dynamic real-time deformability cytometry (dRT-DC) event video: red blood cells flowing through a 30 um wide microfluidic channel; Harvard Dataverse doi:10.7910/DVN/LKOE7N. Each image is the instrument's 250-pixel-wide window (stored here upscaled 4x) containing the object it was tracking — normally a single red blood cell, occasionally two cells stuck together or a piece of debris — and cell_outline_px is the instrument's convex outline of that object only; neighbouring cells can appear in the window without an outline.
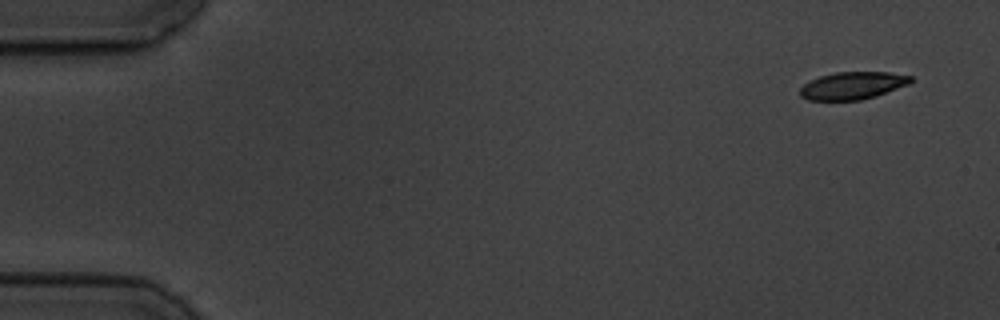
{"species": "common noctule bat (a hibernating species)", "species_latin": "Nyctalus noctula", "temperature_condition": "cold", "stored_images_in_passage": 5, "camera_frame_rate_fps": 3000, "um_per_image_px": 0.085, "animal": {"sex": "male", "body_mass_g": 19.5, "forearm_length_mm": 54.6}, "frame": {"image": 1, "passage_image": 1, "time_ms": 0.0, "image_size_px": [1000, 320], "cell_outline_px": [[912, 80], [908, 84], [876, 96], [860, 100], [808, 100], [800, 96], [800, 88], [804, 84], [820, 76], [836, 72], [888, 72], [912, 76]], "centroid_in_image_um": [72.46, 7.27], "position_along_channel_um": 12.5, "area_um2": 17.57}}
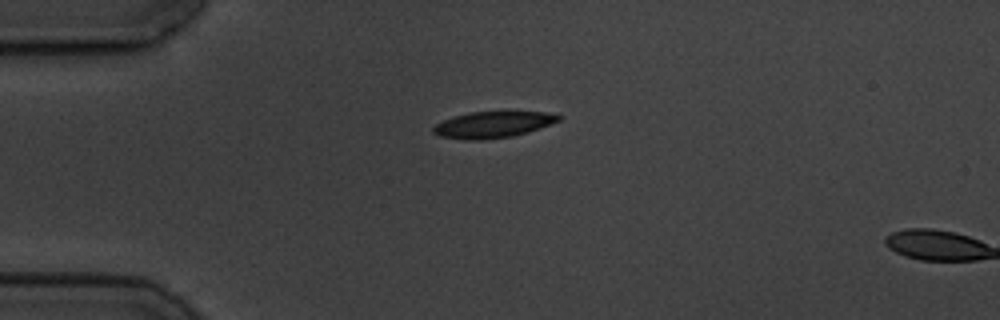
{"frame": {"image": 2, "passage_image": 4, "time_ms": 3.667, "image_size_px": [1000, 320], "cell_outline_px": [[560, 120], [528, 132], [512, 136], [484, 140], [464, 140], [440, 136], [432, 132], [432, 128], [436, 124], [444, 120], [468, 112], [508, 108], [544, 112], [560, 116]], "centroid_in_image_um": [41.91, 10.54], "position_along_channel_um": 43.1, "area_um2": 20.06}}